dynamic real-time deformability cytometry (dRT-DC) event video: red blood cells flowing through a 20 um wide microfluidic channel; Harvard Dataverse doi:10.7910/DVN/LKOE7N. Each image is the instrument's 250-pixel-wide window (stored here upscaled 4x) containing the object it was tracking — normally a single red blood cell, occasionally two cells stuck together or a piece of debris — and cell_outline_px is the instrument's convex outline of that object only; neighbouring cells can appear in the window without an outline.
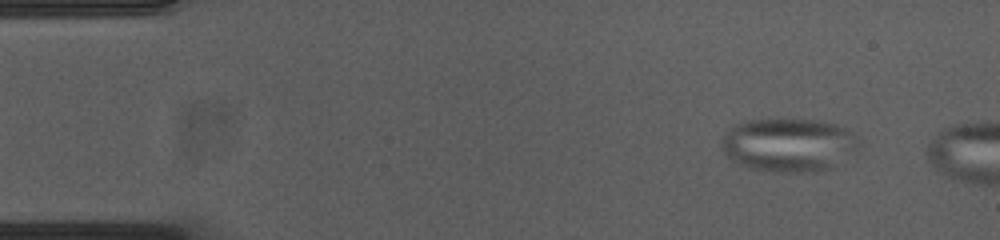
{"species": "common noctule bat (a hibernating species)", "species_latin": "Nyctalus noctula", "temperature_condition": "cold", "stored_images_in_passage": 8, "camera_frame_rate_fps": 3000, "um_per_image_px": 0.085, "animal": {"sex": "female", "body_mass_g": 23.0, "forearm_length_mm": 53.4}, "frame": {"image": 1, "passage_image": 4, "time_ms": 1.0, "image_size_px": [1000, 240], "cell_outline_px": [[864, 144], [832, 168], [824, 172], [776, 172], [752, 168], [740, 164], [728, 156], [720, 148], [720, 144], [724, 136], [736, 124], [744, 120], [780, 116], [816, 120], [832, 124], [844, 128], [860, 140]], "centroid_in_image_um": [67.05, 12.28], "position_along_channel_um": 17.9, "area_um2": 43.7}}